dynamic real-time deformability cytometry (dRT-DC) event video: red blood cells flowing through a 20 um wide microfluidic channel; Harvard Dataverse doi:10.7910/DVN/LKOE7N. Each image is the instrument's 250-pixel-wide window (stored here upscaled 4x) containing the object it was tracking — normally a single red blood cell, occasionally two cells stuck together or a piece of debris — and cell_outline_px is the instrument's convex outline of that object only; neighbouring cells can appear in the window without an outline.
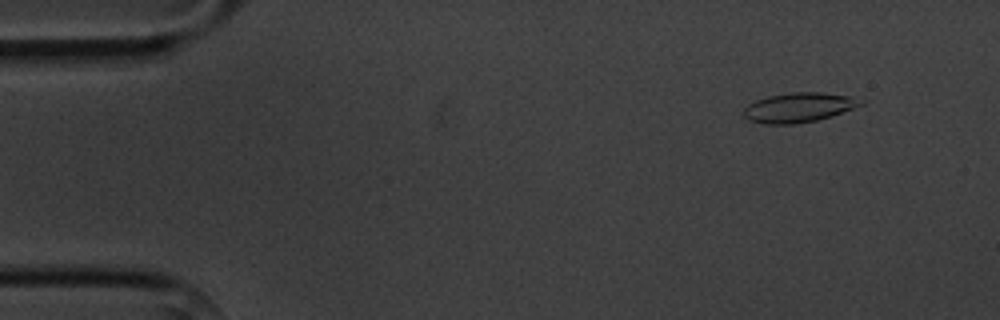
{"species": "common noctule bat (a hibernating species)", "species_latin": "Nyctalus noctula", "temperature_condition": "cold", "stored_images_in_passage": 6, "camera_frame_rate_fps": 3000, "um_per_image_px": 0.085, "animal": {"sex": "male", "body_mass_g": 20.1, "forearm_length_mm": 53.5}, "frame": {"image": 1, "passage_image": 2, "time_ms": 1.0, "image_size_px": [1000, 320], "cell_outline_px": [[864, 104], [832, 116], [816, 120], [796, 124], [764, 124], [748, 120], [744, 116], [744, 108], [748, 104], [756, 100], [768, 96], [792, 92], [820, 92], [848, 96], [864, 100]], "centroid_in_image_um": [67.88, 9.14], "position_along_channel_um": 17.1, "area_um2": 20.17}}
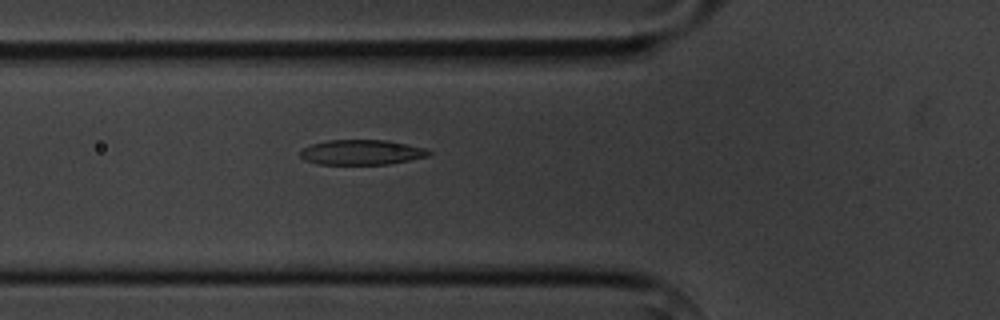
{"frame": {"image": 2, "passage_image": 6, "time_ms": 5.667, "image_size_px": [1000, 320], "cell_outline_px": [[432, 152], [428, 156], [388, 164], [316, 164], [304, 160], [300, 156], [300, 152], [304, 148], [312, 144], [328, 140], [388, 140], [424, 148]], "centroid_in_image_um": [30.71, 12.94], "position_along_channel_um": 95.1, "area_um2": 18.61}}